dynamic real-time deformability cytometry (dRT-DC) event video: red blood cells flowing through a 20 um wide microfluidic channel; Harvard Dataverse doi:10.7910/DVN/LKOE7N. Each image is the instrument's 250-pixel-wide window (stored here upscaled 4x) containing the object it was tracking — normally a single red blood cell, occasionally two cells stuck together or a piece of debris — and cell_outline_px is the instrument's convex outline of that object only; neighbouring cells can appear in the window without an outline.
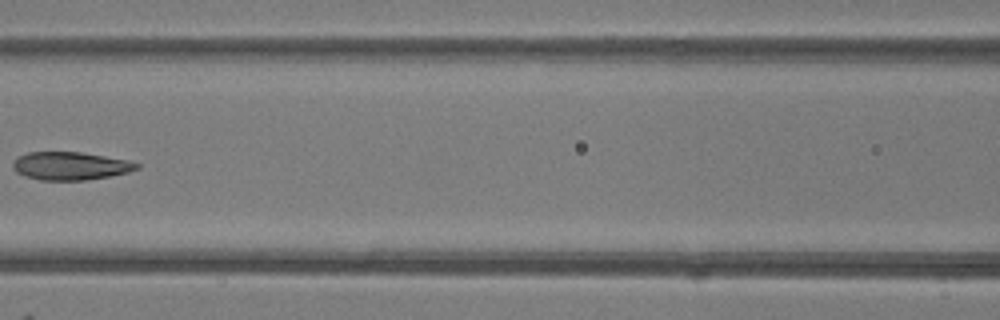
{"species": "common noctule bat (a hibernating species)", "species_latin": "Nyctalus noctula", "temperature_condition": "room temperature", "stored_images_in_passage": 6, "camera_frame_rate_fps": 3000, "um_per_image_px": 0.085, "animal": {"sex": "female"}, "frame": {"image": 1, "passage_image": 5, "time_ms": 4.667, "image_size_px": [1000, 320], "cell_outline_px": [[140, 168], [128, 172], [88, 180], [40, 180], [24, 176], [16, 172], [12, 168], [12, 164], [16, 156], [28, 152], [80, 152], [128, 160], [140, 164]], "centroid_in_image_um": [5.94, 14.1], "position_along_channel_um": 160.7, "area_um2": 20.35}}
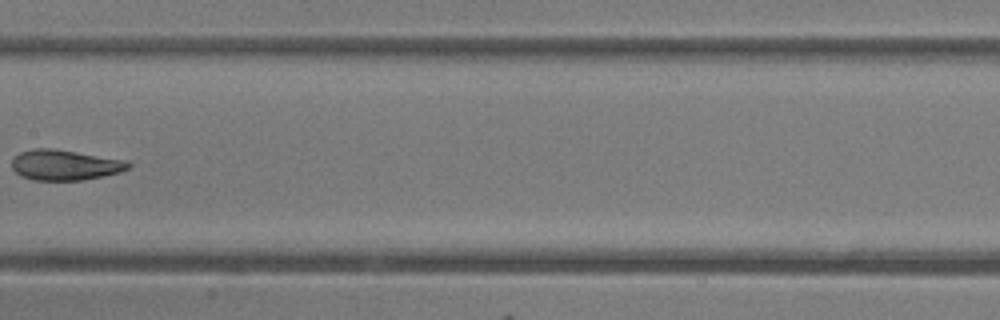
{"frame": {"image": 2, "passage_image": 6, "time_ms": 5.667, "image_size_px": [1000, 320], "cell_outline_px": [[132, 168], [120, 172], [104, 176], [80, 180], [32, 180], [20, 176], [12, 168], [12, 160], [20, 152], [36, 148], [52, 148], [128, 160], [132, 164]], "centroid_in_image_um": [5.56, 14.02], "position_along_channel_um": 201.8, "area_um2": 20.81}}